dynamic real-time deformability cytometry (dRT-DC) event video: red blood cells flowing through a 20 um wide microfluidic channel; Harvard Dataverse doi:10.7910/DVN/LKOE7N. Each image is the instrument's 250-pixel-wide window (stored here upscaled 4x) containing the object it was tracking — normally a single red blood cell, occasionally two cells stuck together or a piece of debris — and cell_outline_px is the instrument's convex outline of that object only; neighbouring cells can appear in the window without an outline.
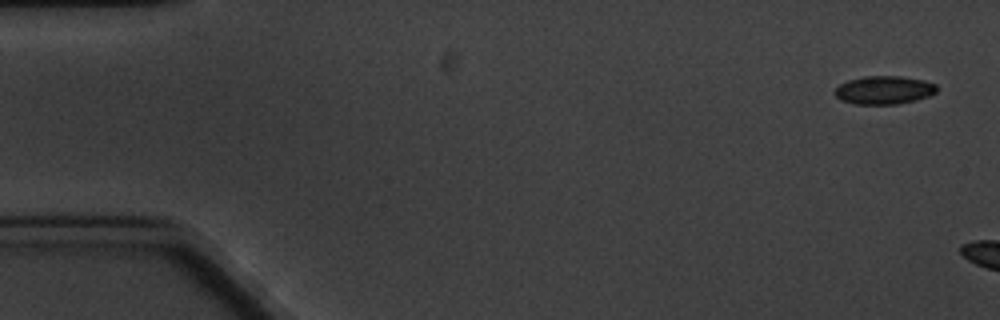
{"species": "common noctule bat (a hibernating species)", "species_latin": "Nyctalus noctula", "temperature_condition": "cold", "stored_images_in_passage": 3, "camera_frame_rate_fps": 3000, "um_per_image_px": 0.085, "animal": {"sex": "male", "body_mass_g": 20.1, "forearm_length_mm": 53.5}, "frame": {"image": 1, "passage_image": 1, "time_ms": 0.0, "image_size_px": [1000, 320], "cell_outline_px": [[936, 92], [928, 96], [916, 100], [896, 104], [852, 104], [840, 100], [832, 92], [840, 84], [848, 80], [864, 76], [900, 76], [924, 80], [936, 84]], "centroid_in_image_um": [75.11, 7.66], "position_along_channel_um": 9.9, "area_um2": 16.88}}